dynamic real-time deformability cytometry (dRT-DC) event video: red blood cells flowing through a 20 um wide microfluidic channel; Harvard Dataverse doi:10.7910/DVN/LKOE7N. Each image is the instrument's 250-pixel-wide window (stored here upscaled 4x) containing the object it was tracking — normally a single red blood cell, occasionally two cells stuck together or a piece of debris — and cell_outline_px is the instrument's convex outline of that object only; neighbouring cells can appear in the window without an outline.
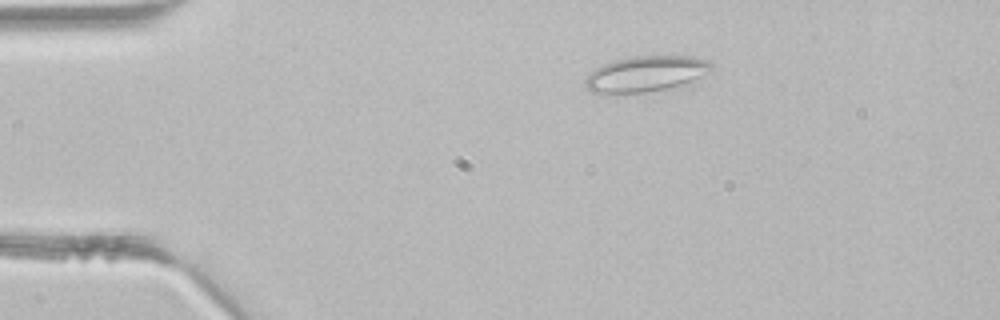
{"species": "common noctule bat (a hibernating species)", "species_latin": "Nyctalus noctula", "temperature_condition": "room temperature", "stored_images_in_passage": 37, "camera_frame_rate_fps": 3000, "um_per_image_px": 0.085, "animal": {"sex": "male", "body_mass_g": 21.5, "forearm_length_mm": 52.0}, "frame": {"image": 1, "passage_image": 2, "time_ms": 0.333, "image_size_px": [1000, 320], "cell_outline_px": [[716, 68], [712, 72], [692, 80], [668, 88], [644, 92], [592, 92], [584, 84], [584, 80], [596, 68], [612, 60], [628, 56], [692, 56], [708, 60]], "centroid_in_image_um": [54.95, 6.24], "position_along_channel_um": 30.0, "area_um2": 26.01}}
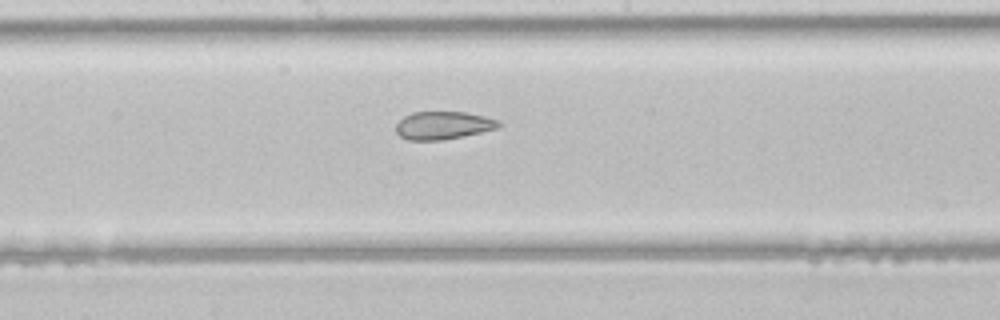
{"frame": {"image": 2, "passage_image": 17, "time_ms": 5.333, "image_size_px": [1000, 320], "cell_outline_px": [[504, 124], [500, 128], [464, 136], [444, 140], [408, 140], [400, 136], [396, 132], [396, 124], [404, 116], [412, 112], [468, 112], [500, 120]], "centroid_in_image_um": [37.73, 10.66], "position_along_channel_um": 210.5, "area_um2": 16.99}}
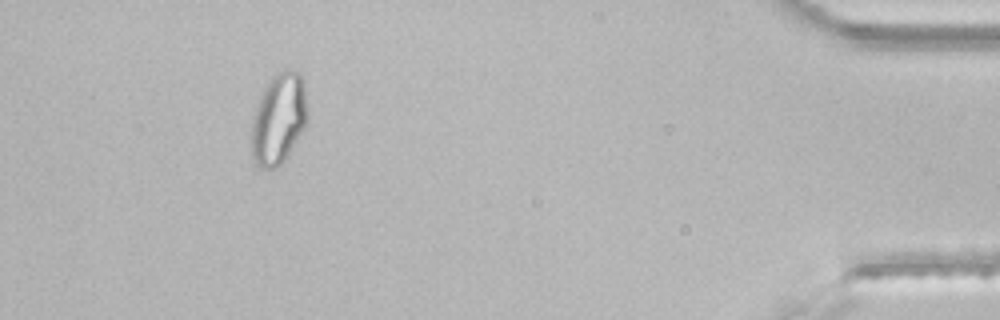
{"frame": {"image": 3, "passage_image": 34, "time_ms": 11.0, "image_size_px": [1000, 320], "cell_outline_px": [[308, 120], [304, 128], [288, 156], [276, 168], [260, 168], [256, 164], [252, 156], [252, 116], [260, 96], [264, 88], [272, 76], [284, 68], [292, 68], [300, 72], [304, 80], [308, 108]], "centroid_in_image_um": [23.72, 10.05], "position_along_channel_um": 411.5, "area_um2": 30.23}}